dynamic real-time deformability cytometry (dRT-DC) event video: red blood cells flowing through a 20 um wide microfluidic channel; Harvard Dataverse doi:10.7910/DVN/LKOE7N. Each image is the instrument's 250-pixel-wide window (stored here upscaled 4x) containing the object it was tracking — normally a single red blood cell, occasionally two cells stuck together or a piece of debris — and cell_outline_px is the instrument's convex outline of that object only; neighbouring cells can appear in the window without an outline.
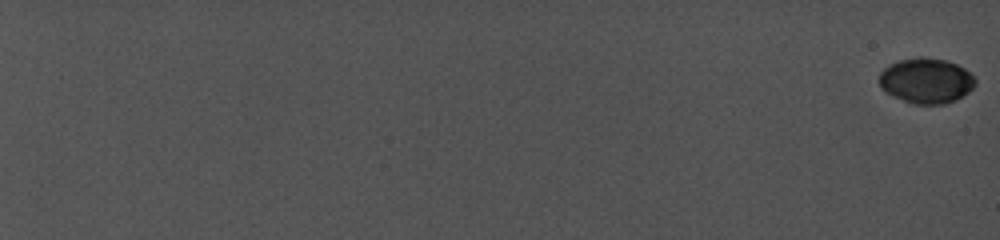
{"species": "common noctule bat (a hibernating species)", "species_latin": "Nyctalus noctula", "temperature_condition": "cold", "stored_images_in_passage": 24, "camera_frame_rate_fps": 5000, "um_per_image_px": 0.085, "animal": {"sex": "female", "body_mass_g": 19.0, "forearm_length_mm": 56.7}, "frame": {"image": 1, "passage_image": 1, "time_ms": 0.0, "image_size_px": [1000, 240], "cell_outline_px": [[976, 84], [968, 92], [956, 100], [944, 104], [912, 104], [892, 96], [884, 92], [880, 88], [880, 72], [888, 64], [900, 60], [916, 56], [924, 56], [944, 60], [956, 64], [964, 68], [976, 76]], "centroid_in_image_um": [78.72, 6.85], "position_along_channel_um": 6.3, "area_um2": 25.72}}
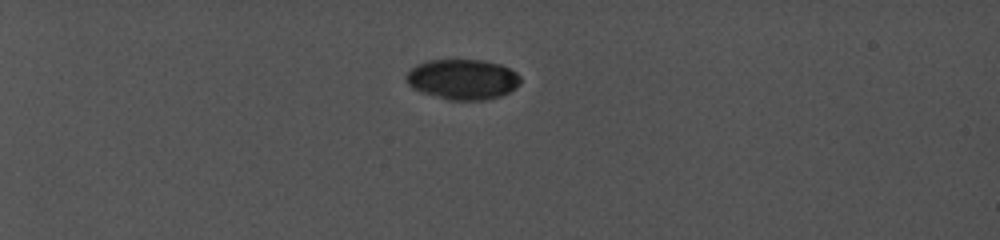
{"frame": {"image": 2, "passage_image": 14, "time_ms": 7.2, "image_size_px": [1000, 240], "cell_outline_px": [[520, 84], [516, 88], [500, 96], [484, 100], [448, 100], [420, 92], [412, 88], [404, 80], [404, 76], [412, 68], [428, 60], [484, 60], [500, 64], [516, 72], [520, 76]], "centroid_in_image_um": [39.31, 6.75], "position_along_channel_um": 45.7, "area_um2": 26.93}}
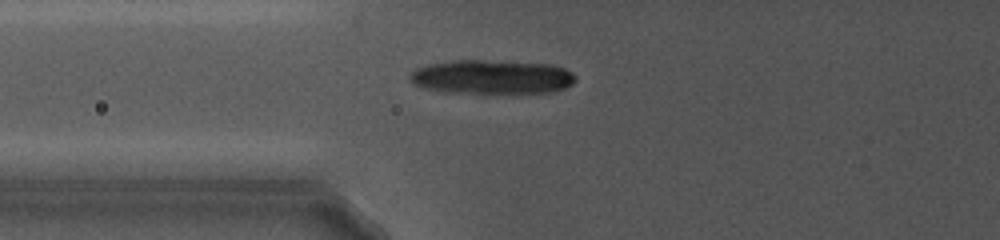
{"frame": {"image": 3, "passage_image": 24, "time_ms": 10.6, "image_size_px": [1000, 240], "cell_outline_px": [[576, 80], [572, 84], [564, 88], [552, 92], [484, 96], [444, 92], [424, 88], [412, 84], [408, 76], [416, 68], [428, 64], [452, 60], [480, 60], [552, 64], [564, 68], [572, 72], [576, 76]], "centroid_in_image_um": [41.79, 6.59], "position_along_channel_um": 84.0, "area_um2": 34.33}}